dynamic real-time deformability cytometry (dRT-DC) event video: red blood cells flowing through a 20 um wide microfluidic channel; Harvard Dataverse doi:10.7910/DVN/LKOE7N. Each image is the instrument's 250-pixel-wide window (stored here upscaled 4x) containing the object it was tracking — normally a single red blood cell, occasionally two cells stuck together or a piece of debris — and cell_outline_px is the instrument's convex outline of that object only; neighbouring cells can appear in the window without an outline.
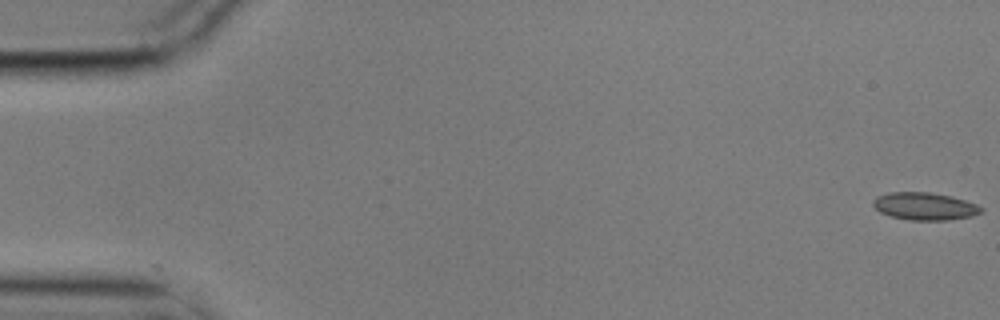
{"species": "common noctule bat (a hibernating species)", "species_latin": "Nyctalus noctula", "temperature_condition": "cold", "stored_images_in_passage": 4, "camera_frame_rate_fps": 3000, "um_per_image_px": 0.085, "animal": {"sex": "male", "body_mass_g": 17.9}, "frame": {"image": 1, "passage_image": 1, "time_ms": 0.0, "image_size_px": [1000, 320], "cell_outline_px": [[984, 212], [972, 216], [948, 220], [908, 220], [892, 216], [880, 212], [872, 204], [872, 200], [876, 196], [888, 192], [928, 192], [952, 196], [976, 204], [984, 208]], "centroid_in_image_um": [78.61, 17.53], "position_along_channel_um": 6.4, "area_um2": 17.46}}
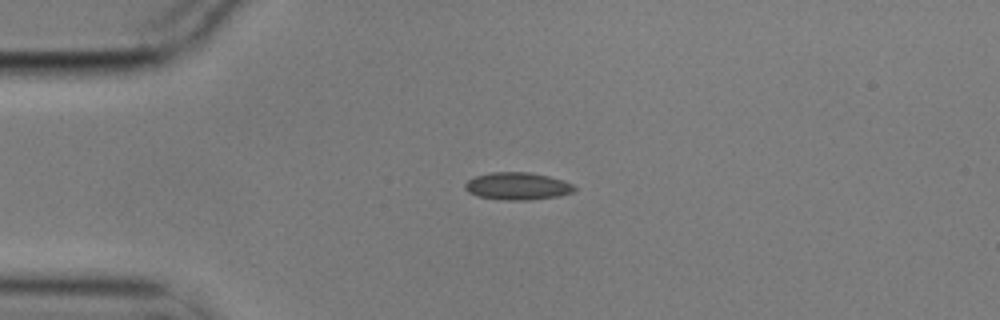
{"frame": {"image": 2, "passage_image": 4, "time_ms": 1.0, "image_size_px": [1000, 320], "cell_outline_px": [[576, 192], [560, 196], [528, 200], [504, 200], [476, 196], [468, 192], [464, 188], [464, 184], [468, 180], [476, 176], [492, 172], [528, 172], [548, 176], [564, 180], [572, 184], [576, 188]], "centroid_in_image_um": [44.0, 15.83], "position_along_channel_um": 41.0, "area_um2": 17.63}}